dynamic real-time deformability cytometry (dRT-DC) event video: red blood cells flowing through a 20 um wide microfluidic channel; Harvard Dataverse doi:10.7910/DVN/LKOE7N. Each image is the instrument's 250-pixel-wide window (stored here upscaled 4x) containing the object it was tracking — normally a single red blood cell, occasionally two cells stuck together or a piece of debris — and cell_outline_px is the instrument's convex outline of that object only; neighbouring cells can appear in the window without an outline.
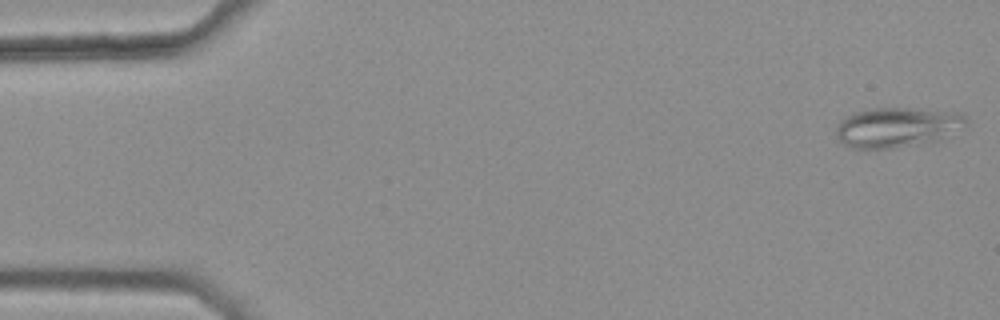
{"species": "common noctule bat (a hibernating species)", "species_latin": "Nyctalus noctula", "temperature_condition": "warm", "stored_images_in_passage": 46, "camera_frame_rate_fps": 3000, "um_per_image_px": 0.085, "animal": {"sex": "female", "body_mass_g": 25.1}, "frame": {"image": 1, "passage_image": 1, "time_ms": 0.0, "image_size_px": [1000, 320], "cell_outline_px": [[968, 128], [940, 140], [896, 148], [852, 148], [844, 144], [836, 136], [836, 128], [840, 120], [856, 112], [872, 108], [912, 108], [964, 112], [968, 120]], "centroid_in_image_um": [76.38, 10.81], "position_along_channel_um": 8.6, "area_um2": 30.87}}
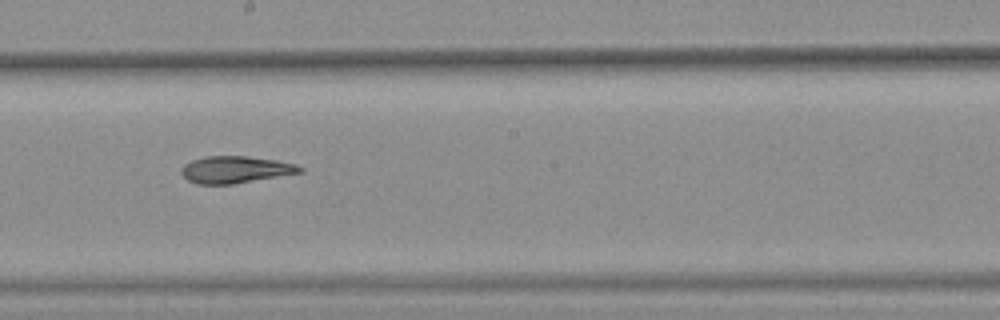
{"frame": {"image": 2, "passage_image": 29, "time_ms": 9.333, "image_size_px": [1000, 320], "cell_outline_px": [[304, 172], [232, 184], [196, 184], [188, 180], [180, 172], [180, 168], [184, 164], [192, 160], [204, 156], [248, 156], [276, 160], [296, 164], [304, 168]], "centroid_in_image_um": [20.01, 14.41], "position_along_channel_um": 228.2, "area_um2": 18.73}}
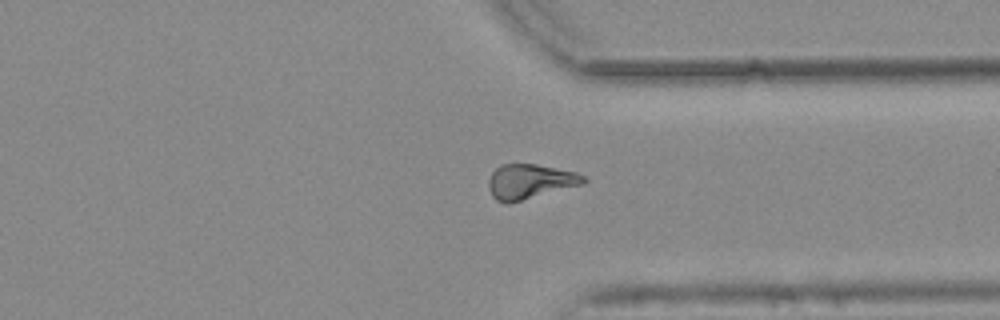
{"frame": {"image": 3, "passage_image": 40, "time_ms": 13.0, "image_size_px": [1000, 320], "cell_outline_px": [[588, 180], [584, 184], [508, 204], [504, 204], [496, 200], [492, 196], [488, 188], [488, 180], [492, 172], [500, 164], [536, 164], [576, 172], [584, 176]], "centroid_in_image_um": [45.03, 15.44], "position_along_channel_um": 366.4, "area_um2": 19.42}, "authors_computed_cell_mechanics": {"area_um2": 19.3919, "velocity_mm_per_s": 3.7801, "shape_relaxation_time_tau1_ms": null, "shape_relaxation_time_tau2_ms": 5.5778, "deformation_change_tau1": null, "deformation_change_tau2": 0.1272}}